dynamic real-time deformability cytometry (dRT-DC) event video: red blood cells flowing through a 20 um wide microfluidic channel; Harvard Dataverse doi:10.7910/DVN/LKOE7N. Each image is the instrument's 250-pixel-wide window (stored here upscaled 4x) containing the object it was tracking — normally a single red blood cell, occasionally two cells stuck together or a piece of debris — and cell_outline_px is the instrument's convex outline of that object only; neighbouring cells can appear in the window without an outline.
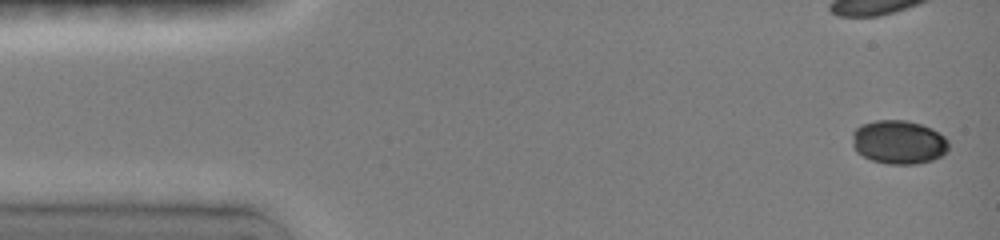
{"species": "common noctule bat (a hibernating species)", "species_latin": "Nyctalus noctula", "temperature_condition": "room temperature", "stored_images_in_passage": 14, "camera_frame_rate_fps": 3000, "um_per_image_px": 0.085, "animal": {"sex": "female", "body_mass_g": 19.0, "forearm_length_mm": 51.5}, "frame": {"image": 1, "passage_image": 1, "time_ms": 0.0, "image_size_px": [1000, 240], "cell_outline_px": [[948, 148], [940, 156], [932, 160], [916, 164], [888, 164], [872, 160], [856, 152], [852, 144], [852, 132], [860, 124], [876, 120], [908, 120], [932, 128], [944, 136], [948, 140]], "centroid_in_image_um": [76.36, 12.07], "position_along_channel_um": 8.6, "area_um2": 24.68}}